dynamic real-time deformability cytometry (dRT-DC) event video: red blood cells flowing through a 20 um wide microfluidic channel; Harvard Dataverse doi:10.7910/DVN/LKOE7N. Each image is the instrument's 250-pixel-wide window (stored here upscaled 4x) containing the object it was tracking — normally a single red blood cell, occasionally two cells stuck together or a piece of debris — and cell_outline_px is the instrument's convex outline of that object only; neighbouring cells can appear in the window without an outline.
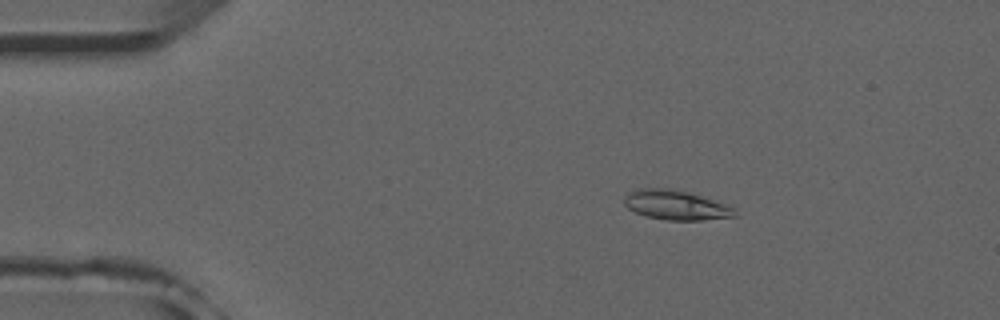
{"species": "common noctule bat (a hibernating species)", "species_latin": "Nyctalus noctula", "temperature_condition": "room temperature", "stored_images_in_passage": 51, "camera_frame_rate_fps": 3000, "um_per_image_px": 0.085, "animal": {"sex": "male", "forearm_length_mm": 52.5}, "frame": {"image": 1, "passage_image": 8, "time_ms": 2.333, "image_size_px": [1000, 320], "cell_outline_px": [[736, 216], [704, 220], [668, 220], [644, 216], [628, 208], [624, 204], [624, 196], [628, 192], [636, 188], [668, 188], [688, 192], [724, 204], [732, 208]], "centroid_in_image_um": [57.36, 17.43], "position_along_channel_um": 27.6, "area_um2": 18.84}}
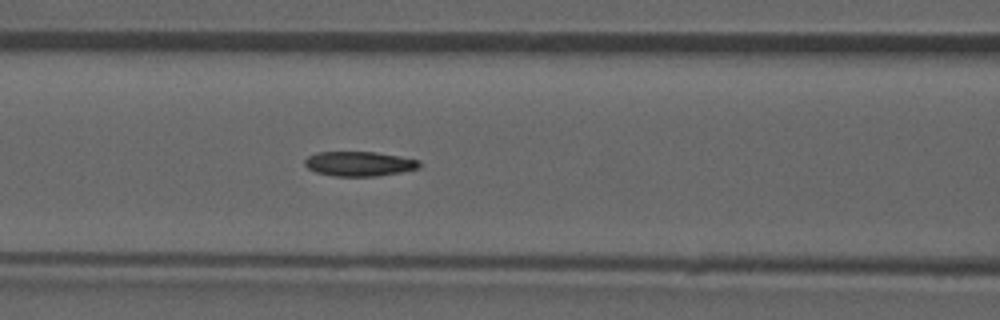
{"frame": {"image": 2, "passage_image": 21, "time_ms": 6.667, "image_size_px": [1000, 320], "cell_outline_px": [[420, 168], [400, 172], [376, 176], [336, 176], [316, 172], [308, 168], [304, 164], [304, 160], [308, 156], [316, 152], [376, 152], [400, 156], [420, 160]], "centroid_in_image_um": [30.54, 13.91], "position_along_channel_um": 136.1, "area_um2": 16.47}}
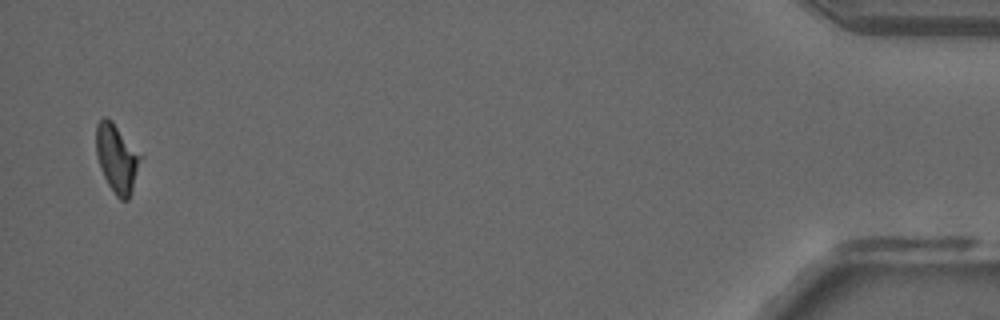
{"frame": {"image": 3, "passage_image": 50, "time_ms": 16.333, "image_size_px": [1000, 320], "cell_outline_px": [[144, 156], [128, 200], [120, 200], [116, 196], [108, 184], [100, 168], [96, 156], [96, 124], [104, 116], [108, 116], [112, 120]], "centroid_in_image_um": [9.95, 13.42], "position_along_channel_um": 425.2, "area_um2": 18.09}, "authors_computed_cell_mechanics": {"area_um2": 17.8024, "velocity_mm_per_s": 3.9147, "shape_relaxation_time_tau1_ms": 5.1863, "shape_relaxation_time_tau2_ms": 10.8958, "deformation_change_tau1": 0.0867, "deformation_change_tau2": 0.2212}}